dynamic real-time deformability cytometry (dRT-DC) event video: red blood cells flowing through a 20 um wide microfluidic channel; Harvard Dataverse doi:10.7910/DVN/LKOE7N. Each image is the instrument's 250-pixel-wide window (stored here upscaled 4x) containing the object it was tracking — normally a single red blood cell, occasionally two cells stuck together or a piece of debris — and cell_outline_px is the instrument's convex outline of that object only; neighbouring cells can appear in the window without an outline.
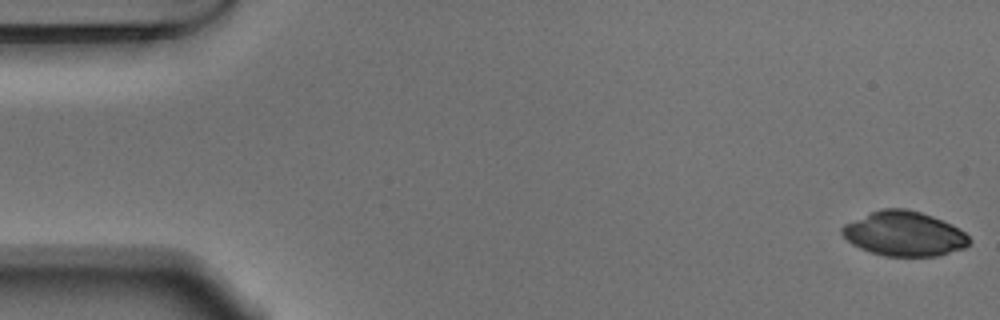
{"species": "Egyptian fruit bat (a non-hibernating species)", "species_latin": "Rousettus aegyptiacus", "temperature_condition": "warm", "stored_images_in_passage": 54, "camera_frame_rate_fps": 3000, "um_per_image_px": 0.085, "animal": {"sex": "male"}, "frame": {"image": 1, "passage_image": 1, "time_ms": 0.0, "image_size_px": [1000, 320], "cell_outline_px": [[972, 240], [964, 248], [936, 256], [884, 256], [860, 248], [852, 244], [840, 232], [840, 228], [844, 224], [880, 208], [904, 208], [920, 212], [932, 216], [952, 224], [964, 232]], "centroid_in_image_um": [76.85, 19.86], "position_along_channel_um": 8.2, "area_um2": 33.0}}
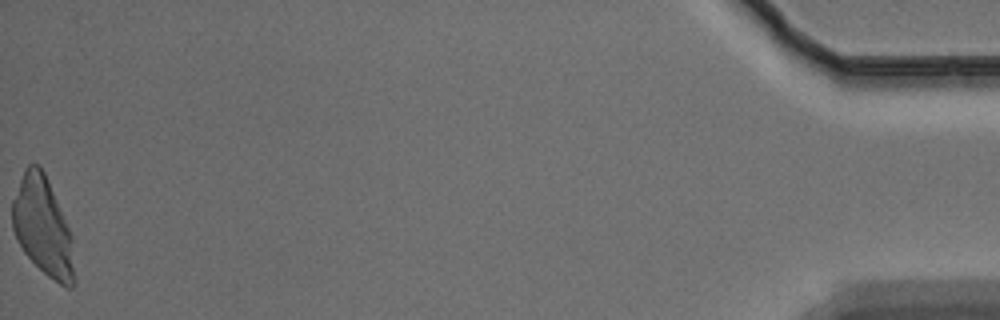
{"frame": {"image": 2, "passage_image": 54, "time_ms": 17.667, "image_size_px": [1000, 320], "cell_outline_px": [[72, 288], [68, 288], [60, 284], [48, 276], [24, 252], [16, 240], [12, 228], [12, 200], [24, 168], [28, 164], [40, 164], [44, 172], [72, 236]], "centroid_in_image_um": [3.59, 19.2], "position_along_channel_um": 431.6, "area_um2": 34.8}}